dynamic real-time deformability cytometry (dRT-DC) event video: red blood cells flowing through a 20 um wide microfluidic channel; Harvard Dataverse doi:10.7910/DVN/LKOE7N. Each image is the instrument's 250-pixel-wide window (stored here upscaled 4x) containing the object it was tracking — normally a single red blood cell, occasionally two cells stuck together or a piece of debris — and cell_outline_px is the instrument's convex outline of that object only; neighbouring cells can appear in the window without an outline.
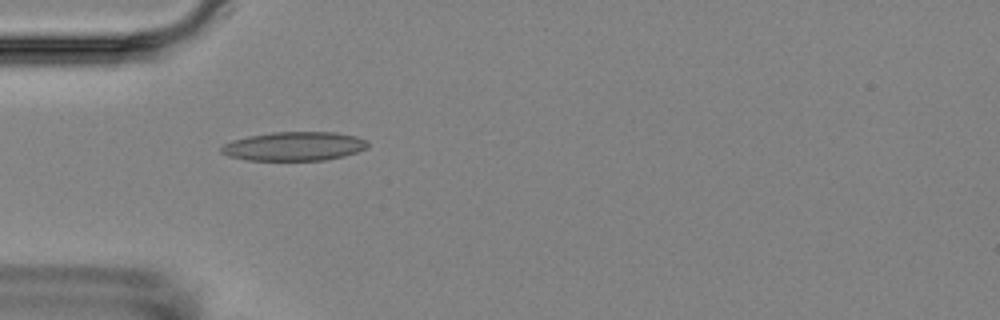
{"species": "Egyptian fruit bat (a non-hibernating species)", "species_latin": "Rousettus aegyptiacus", "temperature_condition": "room temperature", "stored_images_in_passage": 4, "camera_frame_rate_fps": 3000, "um_per_image_px": 0.085, "animal": {"sex": "female"}, "frame": {"image": 1, "passage_image": 3, "time_ms": 5.0, "image_size_px": [1000, 320], "cell_outline_px": [[368, 148], [344, 156], [324, 160], [248, 160], [228, 156], [220, 152], [220, 148], [224, 144], [232, 140], [248, 136], [272, 132], [336, 132], [356, 136], [368, 140]], "centroid_in_image_um": [25.01, 12.43], "position_along_channel_um": 60.0, "area_um2": 24.8}}